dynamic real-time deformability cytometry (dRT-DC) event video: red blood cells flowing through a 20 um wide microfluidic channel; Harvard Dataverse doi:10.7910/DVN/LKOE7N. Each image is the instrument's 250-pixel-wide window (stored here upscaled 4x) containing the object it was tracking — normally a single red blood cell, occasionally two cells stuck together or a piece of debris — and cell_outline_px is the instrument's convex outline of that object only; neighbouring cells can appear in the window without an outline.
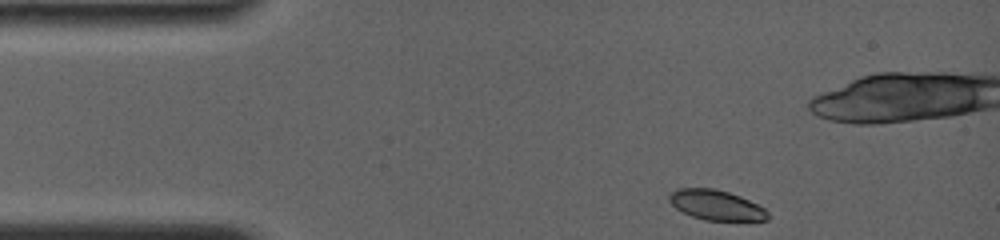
{"species": "common noctule bat (a hibernating species)", "species_latin": "Nyctalus noctula", "temperature_condition": "room temperature", "stored_images_in_passage": 53, "camera_frame_rate_fps": 4000, "um_per_image_px": 0.085, "animal": {"sex": "female", "body_mass_g": 19.0, "forearm_length_mm": 56.7}, "frame": {"image": 1, "passage_image": 1, "time_ms": 0.0, "image_size_px": [1000, 240], "cell_outline_px": [[768, 220], [704, 220], [692, 216], [676, 208], [668, 200], [668, 192], [676, 188], [712, 188], [728, 192], [740, 196], [764, 208], [768, 212]], "centroid_in_image_um": [60.82, 17.42], "position_along_channel_um": 24.2, "area_um2": 17.17}}
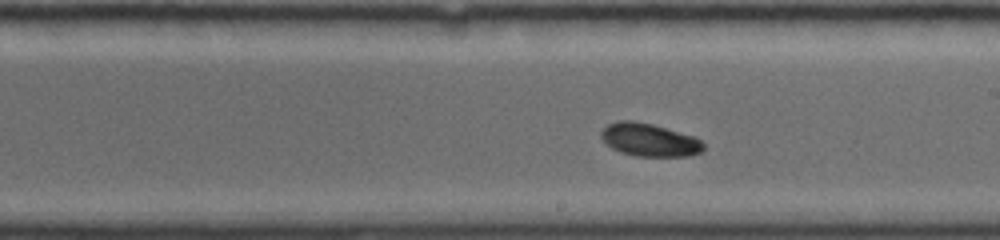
{"frame": {"image": 2, "passage_image": 29, "time_ms": 7.0, "image_size_px": [1000, 240], "cell_outline_px": [[704, 148], [700, 152], [688, 156], [636, 156], [620, 152], [612, 148], [600, 136], [600, 132], [608, 124], [620, 120], [632, 120], [652, 124], [696, 136], [704, 144]], "centroid_in_image_um": [55.21, 11.88], "position_along_channel_um": 233.8, "area_um2": 19.65}}
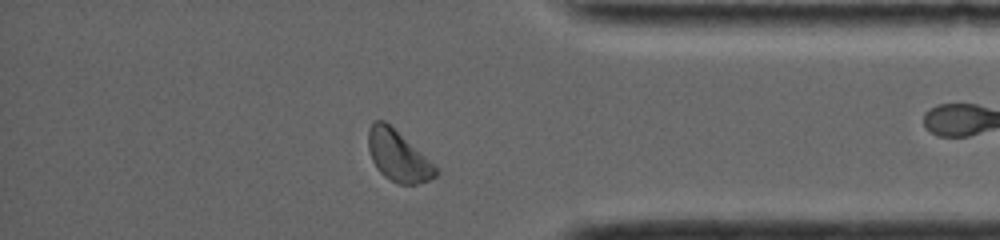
{"frame": {"image": 3, "passage_image": 47, "time_ms": 11.5, "image_size_px": [1000, 240], "cell_outline_px": [[440, 172], [436, 176], [428, 180], [416, 184], [396, 184], [384, 176], [376, 168], [372, 160], [368, 148], [368, 128], [372, 120], [384, 120], [424, 156]], "centroid_in_image_um": [33.78, 13.26], "position_along_channel_um": 401.4, "area_um2": 19.59}}